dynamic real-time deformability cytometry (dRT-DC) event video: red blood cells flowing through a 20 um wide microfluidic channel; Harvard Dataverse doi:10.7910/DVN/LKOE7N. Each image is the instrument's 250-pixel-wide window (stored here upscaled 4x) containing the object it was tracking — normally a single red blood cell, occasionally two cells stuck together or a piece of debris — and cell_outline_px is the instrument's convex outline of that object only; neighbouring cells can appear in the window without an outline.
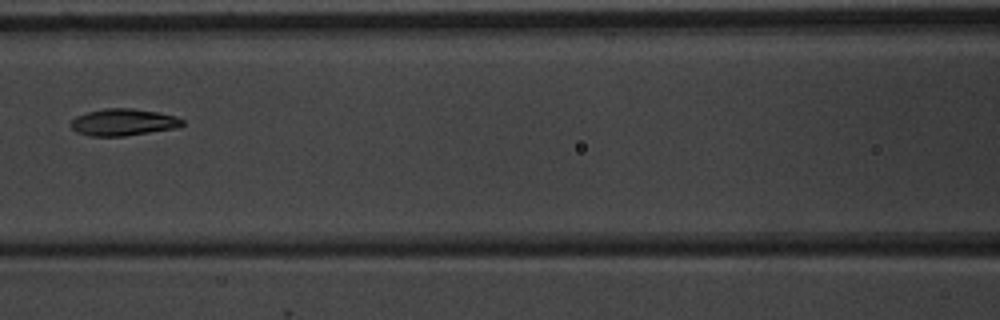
{"species": "common noctule bat (a hibernating species)", "species_latin": "Nyctalus noctula", "temperature_condition": "warm", "stored_images_in_passage": 9, "camera_frame_rate_fps": 3000, "um_per_image_px": 0.085, "animal": {"sex": "male", "body_mass_g": 20.1, "forearm_length_mm": 53.5}, "frame": {"image": 1, "passage_image": 9, "time_ms": 10.0, "image_size_px": [1000, 320], "cell_outline_px": [[184, 124], [180, 128], [124, 136], [88, 136], [76, 132], [72, 128], [72, 120], [76, 116], [88, 112], [104, 108], [132, 108], [160, 112], [176, 116], [184, 120]], "centroid_in_image_um": [10.54, 10.39], "position_along_channel_um": 156.1, "area_um2": 17.69}}